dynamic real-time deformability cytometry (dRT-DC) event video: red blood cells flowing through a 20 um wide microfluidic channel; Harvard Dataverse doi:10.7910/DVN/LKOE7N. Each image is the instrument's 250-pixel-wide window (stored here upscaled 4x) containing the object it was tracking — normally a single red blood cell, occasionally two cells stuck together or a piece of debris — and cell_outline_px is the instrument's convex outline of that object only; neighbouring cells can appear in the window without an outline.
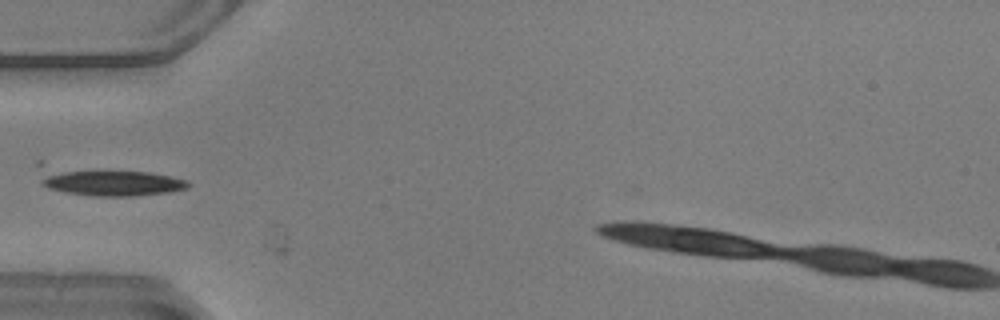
{"species": "common noctule bat (a hibernating species)", "species_latin": "Nyctalus noctula", "temperature_condition": "warm", "stored_images_in_passage": 2, "camera_frame_rate_fps": 3000, "um_per_image_px": 0.085, "animal": {"sex": "male", "body_mass_g": 20.5, "forearm_length_mm": 52.5}, "frame": {"image": 1, "passage_image": 1, "time_ms": 0.0, "image_size_px": [1000, 320], "cell_outline_px": [[192, 184], [188, 188], [168, 192], [132, 196], [96, 196], [68, 192], [48, 188], [40, 180], [44, 172], [148, 172], [172, 176], [188, 180]], "centroid_in_image_um": [9.64, 15.57], "position_along_channel_um": 75.4, "area_um2": 21.27}}